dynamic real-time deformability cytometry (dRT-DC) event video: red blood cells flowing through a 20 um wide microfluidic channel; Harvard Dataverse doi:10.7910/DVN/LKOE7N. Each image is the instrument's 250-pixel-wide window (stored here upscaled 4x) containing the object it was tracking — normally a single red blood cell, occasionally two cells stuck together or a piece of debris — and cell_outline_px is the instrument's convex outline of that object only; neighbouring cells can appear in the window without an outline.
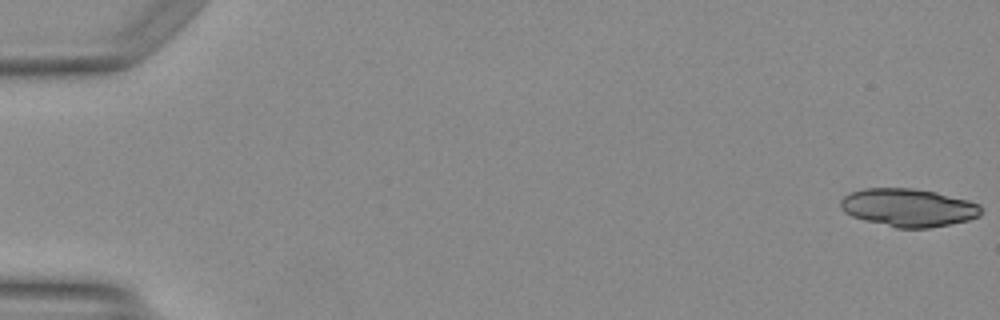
{"species": "Egyptian fruit bat (a non-hibernating species)", "species_latin": "Rousettus aegyptiacus", "temperature_condition": "warm", "stored_images_in_passage": 50, "segment_of_instrument_passage": [1, 2], "camera_frame_rate_fps": 3000, "um_per_image_px": 0.085, "animal": {"sex": "female"}, "frame": {"image": 1, "passage_image": 1, "time_ms": 0.0, "image_size_px": [1000, 320], "cell_outline_px": [[980, 216], [968, 220], [928, 228], [896, 228], [864, 220], [852, 216], [844, 212], [840, 208], [840, 200], [844, 196], [852, 192], [864, 188], [912, 188], [936, 192], [968, 200], [980, 204]], "centroid_in_image_um": [77.19, 17.64], "position_along_channel_um": 7.8, "area_um2": 31.1}}
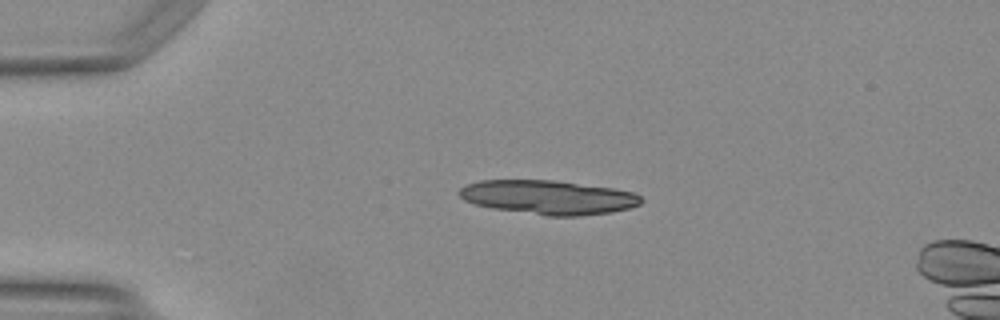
{"frame": {"image": 2, "passage_image": 12, "time_ms": 3.667, "image_size_px": [1000, 320], "cell_outline_px": [[644, 200], [640, 204], [628, 208], [612, 212], [580, 216], [548, 216], [492, 208], [476, 204], [464, 200], [456, 192], [460, 188], [468, 184], [480, 180], [552, 180], [612, 188], [632, 192], [640, 196]], "centroid_in_image_um": [46.59, 16.77], "position_along_channel_um": 38.4, "area_um2": 36.01}}